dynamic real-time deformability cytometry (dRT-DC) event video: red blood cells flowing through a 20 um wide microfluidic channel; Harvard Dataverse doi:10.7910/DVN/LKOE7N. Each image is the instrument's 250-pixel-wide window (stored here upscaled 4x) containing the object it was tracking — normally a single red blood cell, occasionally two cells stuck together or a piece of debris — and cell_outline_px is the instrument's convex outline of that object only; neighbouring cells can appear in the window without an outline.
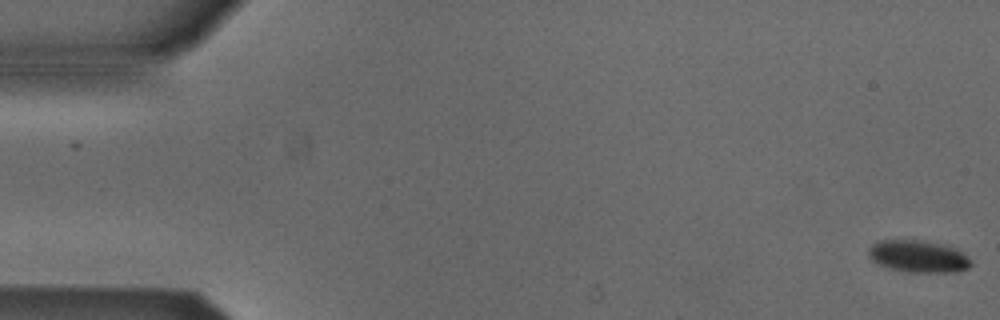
{"species": "Egyptian fruit bat (a non-hibernating species)", "species_latin": "Rousettus aegyptiacus", "temperature_condition": "cold", "stored_images_in_passage": 54, "camera_frame_rate_fps": 3000, "um_per_image_px": 0.085, "animal": {"sex": "male"}, "frame": {"image": 1, "passage_image": 1, "time_ms": 0.0, "image_size_px": [1000, 320], "cell_outline_px": [[972, 264], [968, 268], [956, 272], [908, 272], [892, 268], [880, 264], [872, 260], [868, 256], [868, 248], [872, 244], [880, 240], [920, 240], [944, 244], [956, 248], [972, 260]], "centroid_in_image_um": [78.08, 21.78], "position_along_channel_um": 6.9, "area_um2": 19.19}}
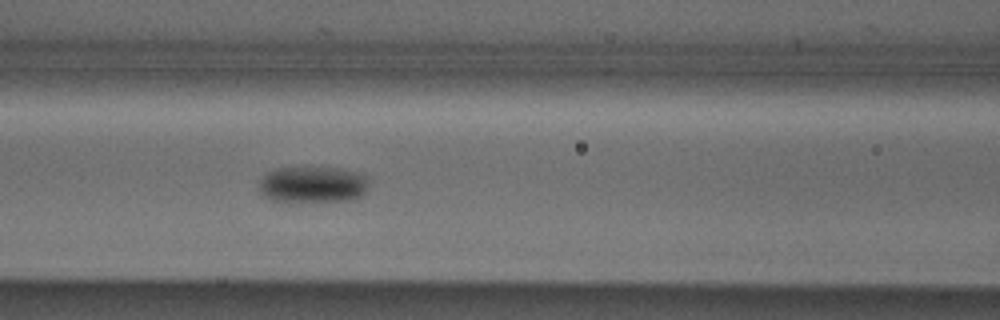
{"frame": {"image": 2, "passage_image": 23, "time_ms": 7.333, "image_size_px": [1000, 320], "cell_outline_px": [[368, 184], [364, 192], [360, 196], [352, 200], [268, 200], [256, 188], [260, 180], [268, 172], [276, 168], [340, 168], [356, 172], [368, 176]], "centroid_in_image_um": [26.56, 15.67], "position_along_channel_um": 140.0, "area_um2": 22.95}}
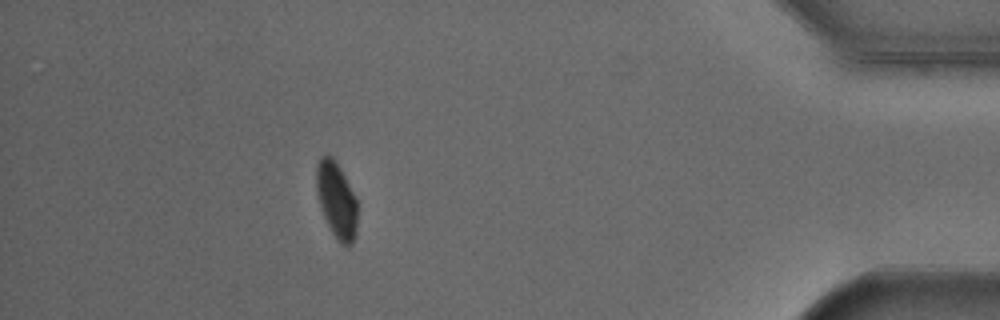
{"frame": {"image": 3, "passage_image": 48, "time_ms": 15.667, "image_size_px": [1000, 320], "cell_outline_px": [[356, 236], [352, 244], [348, 248], [340, 244], [336, 240], [324, 216], [316, 192], [316, 164], [320, 156], [332, 156], [340, 168], [356, 196]], "centroid_in_image_um": [28.6, 17.03], "position_along_channel_um": 406.6, "area_um2": 18.26}, "authors_computed_cell_mechanics": {"area_um2": 20.2589, "velocity_mm_per_s": 3.8451, "shape_relaxation_time_tau1_ms": 2.849, "shape_relaxation_time_tau2_ms": null, "deformation_change_tau1": 0.0686, "deformation_change_tau2": null}}